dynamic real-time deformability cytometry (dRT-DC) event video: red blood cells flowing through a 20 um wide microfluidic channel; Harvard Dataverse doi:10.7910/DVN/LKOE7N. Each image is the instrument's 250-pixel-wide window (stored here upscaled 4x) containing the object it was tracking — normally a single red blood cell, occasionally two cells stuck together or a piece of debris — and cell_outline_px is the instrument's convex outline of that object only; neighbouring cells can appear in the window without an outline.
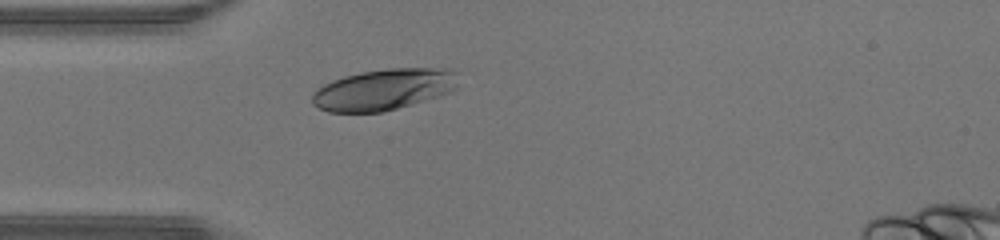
{"species": "human", "species_latin": "Homo sapiens", "temperature_condition": "warm", "stored_images_in_passage": 27, "camera_frame_rate_fps": 3000, "um_per_image_px": 0.085, "donor": {"sex": "male"}, "frame": {"image": 1, "passage_image": 1, "time_ms": 0.0, "image_size_px": [1000, 240], "cell_outline_px": [[456, 88], [452, 92], [440, 96], [412, 104], [380, 112], [328, 112], [312, 104], [312, 92], [316, 88], [332, 80], [344, 76], [364, 72], [388, 68], [448, 68], [456, 72]], "centroid_in_image_um": [32.61, 7.6], "position_along_channel_um": 52.4, "area_um2": 35.08}}
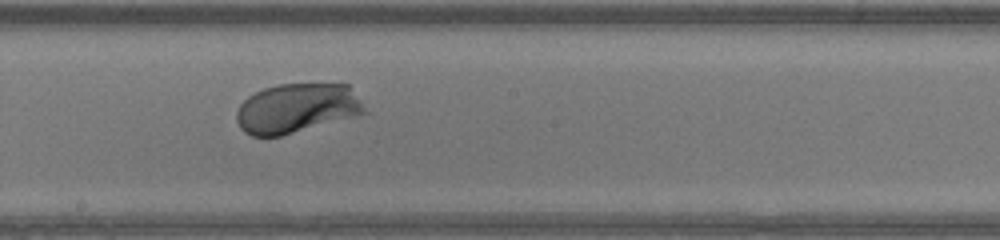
{"frame": {"image": 2, "passage_image": 13, "time_ms": 4.0, "image_size_px": [1000, 240], "cell_outline_px": [[368, 112], [356, 116], [280, 136], [252, 136], [244, 132], [240, 128], [236, 120], [236, 112], [240, 104], [248, 96], [264, 88], [280, 84], [348, 84]], "centroid_in_image_um": [25.2, 9.2], "position_along_channel_um": 223.0, "area_um2": 36.76}}
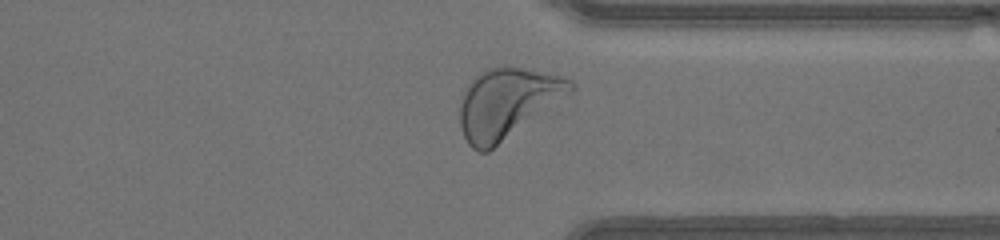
{"frame": {"image": 3, "passage_image": 23, "time_ms": 7.333, "image_size_px": [1000, 240], "cell_outline_px": [[576, 88], [572, 92], [488, 152], [480, 152], [472, 148], [468, 144], [460, 128], [460, 96], [468, 84], [484, 68], [520, 68], [564, 76], [572, 80], [576, 84]], "centroid_in_image_um": [43.1, 8.77], "position_along_channel_um": 368.3, "area_um2": 44.74}, "authors_computed_cell_mechanics": {"area_um2": 37.2232, "velocity_mm_per_s": 4.4198, "shape_relaxation_time_tau1_ms": 1.2995, "shape_relaxation_time_tau2_ms": null, "deformation_change_tau1": 0.1365, "deformation_change_tau2": null}}